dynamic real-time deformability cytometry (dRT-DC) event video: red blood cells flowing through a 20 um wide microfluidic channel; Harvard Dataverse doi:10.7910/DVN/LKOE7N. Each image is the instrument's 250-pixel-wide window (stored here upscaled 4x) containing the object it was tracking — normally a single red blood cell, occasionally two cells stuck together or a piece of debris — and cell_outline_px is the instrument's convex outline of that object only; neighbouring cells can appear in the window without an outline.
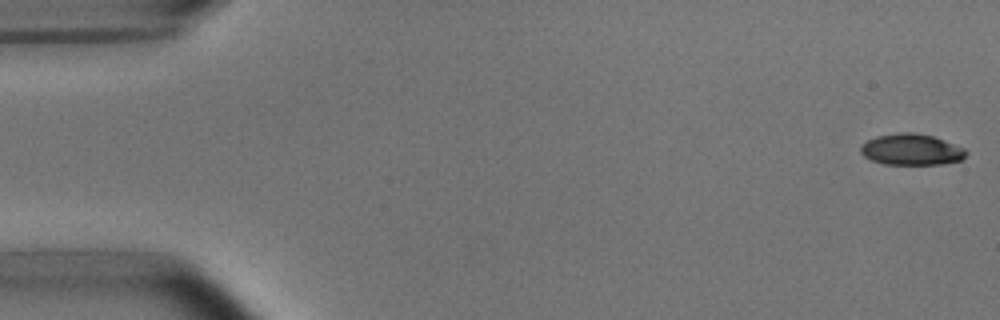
{"species": "common noctule bat (a hibernating species)", "species_latin": "Nyctalus noctula", "temperature_condition": "room temperature", "stored_images_in_passage": 29, "camera_frame_rate_fps": 3000, "um_per_image_px": 0.085, "animal": {"sex": "male", "body_mass_g": 15.6}, "frame": {"image": 1, "passage_image": 1, "time_ms": 0.0, "image_size_px": [1000, 320], "cell_outline_px": [[968, 152], [960, 160], [940, 164], [884, 164], [872, 160], [864, 156], [860, 152], [860, 148], [868, 140], [876, 136], [900, 132], [916, 132], [932, 136], [964, 148]], "centroid_in_image_um": [77.45, 12.7], "position_along_channel_um": 7.5, "area_um2": 18.96}}
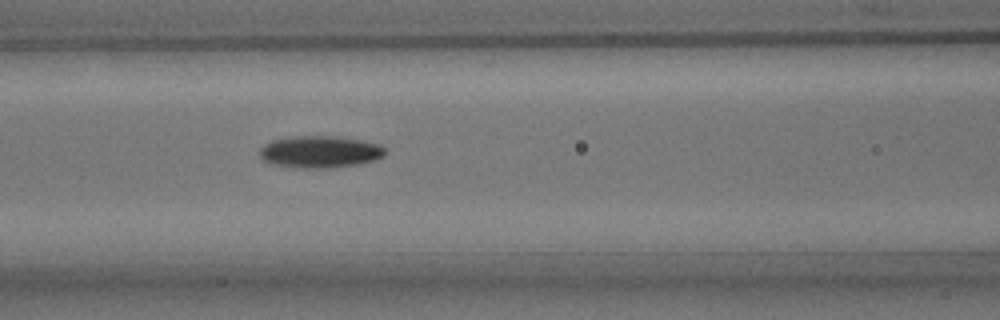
{"frame": {"image": 2, "passage_image": 22, "time_ms": 7.0, "image_size_px": [1000, 320], "cell_outline_px": [[384, 156], [376, 160], [356, 164], [324, 168], [304, 168], [276, 164], [264, 160], [260, 156], [260, 148], [264, 144], [272, 140], [292, 136], [340, 136], [380, 144], [384, 148]], "centroid_in_image_um": [27.21, 12.88], "position_along_channel_um": 139.4, "area_um2": 23.18}}
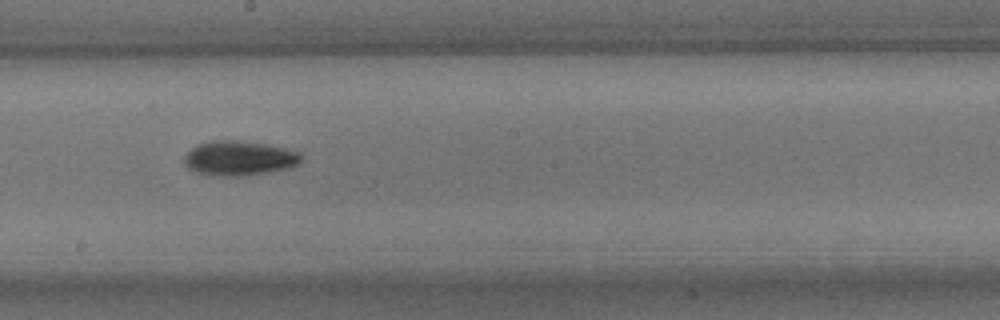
{"frame": {"image": 3, "passage_image": 29, "time_ms": 9.333, "image_size_px": [1000, 320], "cell_outline_px": [[300, 164], [292, 168], [240, 176], [208, 176], [196, 172], [188, 168], [184, 164], [184, 156], [196, 144], [212, 140], [236, 140], [264, 144], [284, 148], [300, 152]], "centroid_in_image_um": [20.3, 13.45], "position_along_channel_um": 227.9, "area_um2": 23.76}}